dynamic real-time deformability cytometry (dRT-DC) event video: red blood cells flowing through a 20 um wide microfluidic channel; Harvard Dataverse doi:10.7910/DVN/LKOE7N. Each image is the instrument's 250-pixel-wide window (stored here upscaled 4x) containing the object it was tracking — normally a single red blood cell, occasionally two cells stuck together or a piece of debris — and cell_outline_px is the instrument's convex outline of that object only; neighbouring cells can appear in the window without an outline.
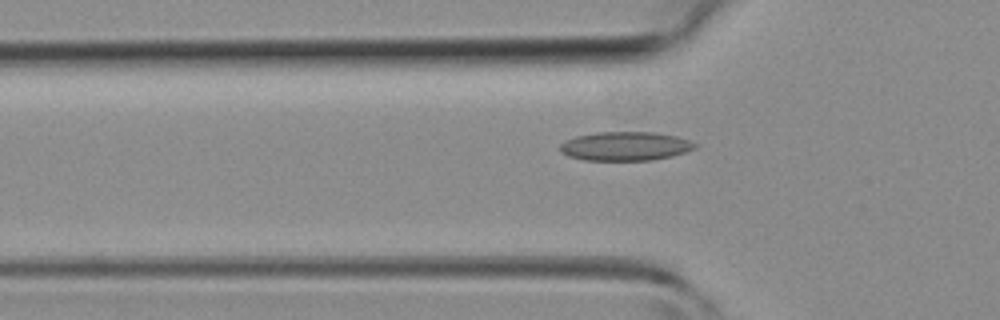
{"species": "common noctule bat (a hibernating species)", "species_latin": "Nyctalus noctula", "temperature_condition": "room temperature", "stored_images_in_passage": 39, "camera_frame_rate_fps": 3000, "um_per_image_px": 0.085, "animal": {"sex": "female", "body_mass_g": 19.3, "forearm_length_mm": 54.1}, "frame": {"image": 1, "passage_image": 11, "time_ms": 3.333, "image_size_px": [1000, 320], "cell_outline_px": [[696, 148], [672, 156], [652, 160], [584, 160], [568, 156], [560, 152], [560, 144], [564, 140], [576, 136], [596, 132], [652, 132], [676, 136], [688, 140], [696, 144]], "centroid_in_image_um": [53.11, 12.42], "position_along_channel_um": 72.7, "area_um2": 22.72}}
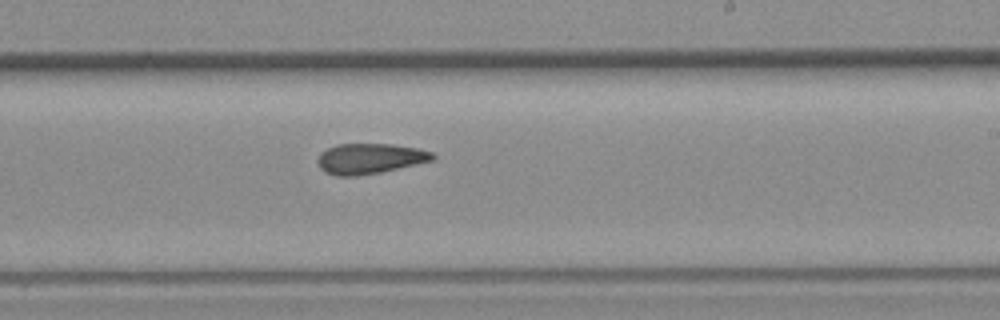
{"frame": {"image": 2, "passage_image": 23, "time_ms": 7.333, "image_size_px": [1000, 320], "cell_outline_px": [[436, 156], [432, 160], [380, 172], [356, 176], [336, 176], [324, 172], [320, 168], [316, 160], [320, 152], [336, 144], [392, 144], [416, 148], [432, 152]], "centroid_in_image_um": [31.37, 13.48], "position_along_channel_um": 257.6, "area_um2": 20.29}}
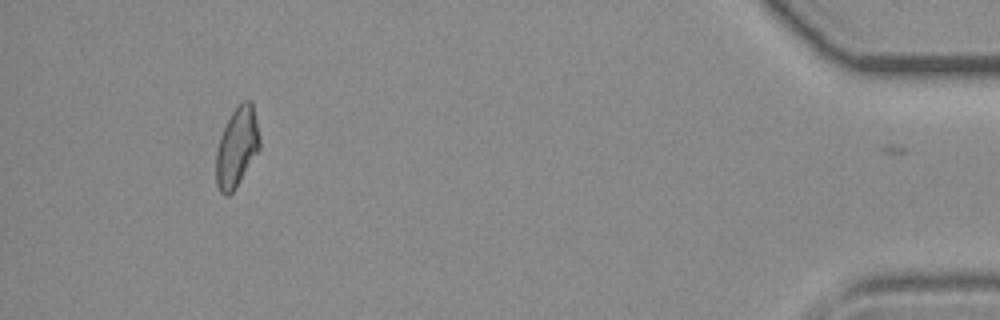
{"frame": {"image": 3, "passage_image": 38, "time_ms": 12.333, "image_size_px": [1000, 320], "cell_outline_px": [[260, 148], [240, 180], [232, 192], [228, 196], [224, 196], [220, 192], [216, 184], [216, 152], [220, 136], [232, 112], [244, 100], [252, 100], [260, 136]], "centroid_in_image_um": [20.13, 12.51], "position_along_channel_um": 415.1, "area_um2": 20.06}}